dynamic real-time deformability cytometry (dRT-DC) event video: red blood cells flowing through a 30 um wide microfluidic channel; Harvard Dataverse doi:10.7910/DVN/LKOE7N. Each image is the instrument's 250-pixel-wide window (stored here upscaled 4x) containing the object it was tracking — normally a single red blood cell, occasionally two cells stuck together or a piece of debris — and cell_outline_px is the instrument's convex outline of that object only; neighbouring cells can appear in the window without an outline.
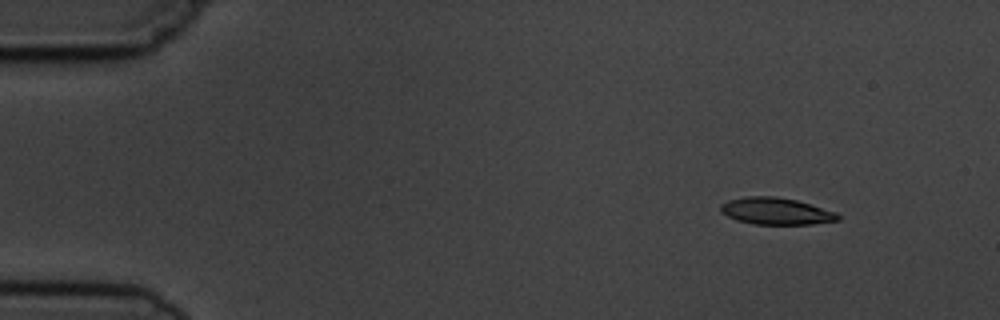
{"species": "common noctule bat (a hibernating species)", "species_latin": "Nyctalus noctula", "temperature_condition": "cold", "stored_images_in_passage": 5, "camera_frame_rate_fps": 3000, "um_per_image_px": 0.085, "animal": {"sex": "male", "body_mass_g": 19.5, "forearm_length_mm": 54.6}, "frame": {"image": 1, "passage_image": 2, "time_ms": 1.0, "image_size_px": [1000, 320], "cell_outline_px": [[840, 220], [812, 224], [752, 224], [736, 220], [720, 212], [720, 204], [728, 200], [744, 196], [776, 196], [796, 200], [836, 212], [840, 216]], "centroid_in_image_um": [65.93, 17.94], "position_along_channel_um": 19.1, "area_um2": 18.44}}
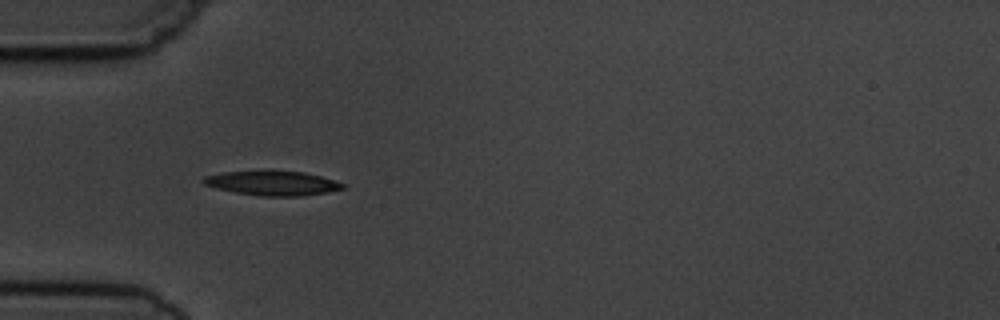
{"frame": {"image": 2, "passage_image": 5, "time_ms": 4.667, "image_size_px": [1000, 320], "cell_outline_px": [[344, 188], [328, 192], [300, 196], [264, 196], [236, 192], [216, 188], [204, 184], [200, 180], [204, 176], [220, 172], [304, 172], [320, 176], [344, 184]], "centroid_in_image_um": [23.12, 15.58], "position_along_channel_um": 61.9, "area_um2": 19.31}}